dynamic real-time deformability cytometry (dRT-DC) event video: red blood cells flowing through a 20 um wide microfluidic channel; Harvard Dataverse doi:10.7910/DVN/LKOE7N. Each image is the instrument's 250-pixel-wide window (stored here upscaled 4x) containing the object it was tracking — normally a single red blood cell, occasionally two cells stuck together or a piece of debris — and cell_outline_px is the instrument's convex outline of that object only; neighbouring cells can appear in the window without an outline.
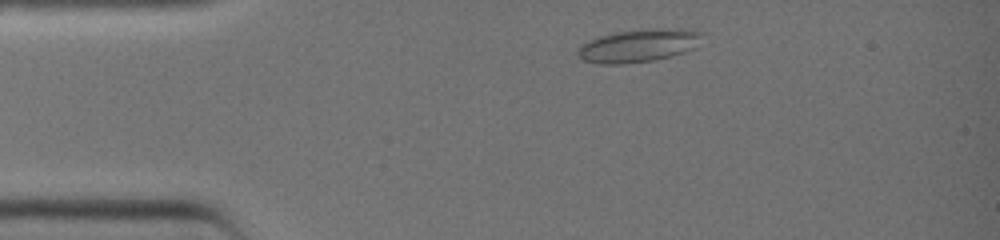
{"species": "common noctule bat (a hibernating species)", "species_latin": "Nyctalus noctula", "temperature_condition": "warm", "stored_images_in_passage": 32, "camera_frame_rate_fps": 3000, "um_per_image_px": 0.085, "animal": {"sex": "female", "body_mass_g": 19.0, "forearm_length_mm": 51.5}, "frame": {"image": 1, "passage_image": 4, "time_ms": 1.0, "image_size_px": [1000, 240], "cell_outline_px": [[708, 32], [696, 48], [672, 56], [656, 60], [624, 64], [596, 64], [584, 60], [576, 52], [580, 44], [584, 40], [596, 36], [616, 32], [640, 28], [692, 28]], "centroid_in_image_um": [54.35, 3.84], "position_along_channel_um": 30.6, "area_um2": 25.09}}
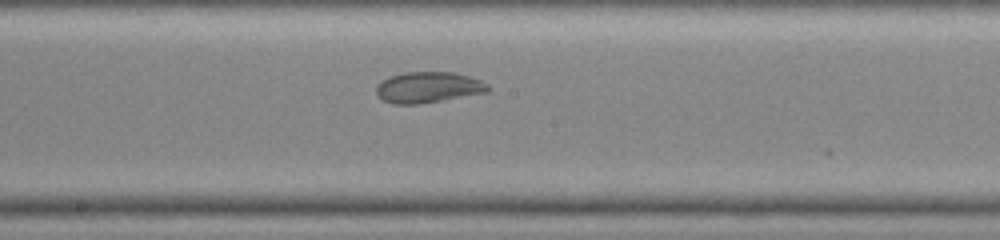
{"frame": {"image": 2, "passage_image": 18, "time_ms": 5.667, "image_size_px": [1000, 240], "cell_outline_px": [[488, 92], [416, 104], [392, 104], [376, 96], [376, 88], [388, 76], [404, 72], [456, 72], [480, 80], [488, 84]], "centroid_in_image_um": [36.37, 7.41], "position_along_channel_um": 211.8, "area_um2": 19.94}}
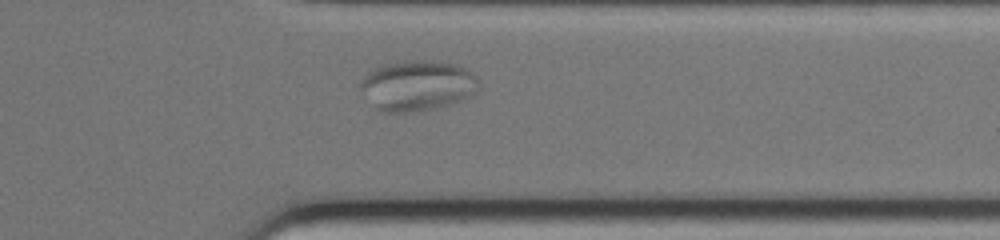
{"frame": {"image": 3, "passage_image": 28, "time_ms": 9.0, "image_size_px": [1000, 240], "cell_outline_px": [[476, 80], [468, 92], [464, 96], [456, 100], [444, 104], [428, 108], [404, 112], [384, 112], [376, 108], [360, 88], [360, 84], [364, 76], [376, 68], [388, 64], [408, 60], [424, 60], [452, 64], [468, 68]], "centroid_in_image_um": [35.35, 7.24], "position_along_channel_um": 376.0, "area_um2": 32.77}}